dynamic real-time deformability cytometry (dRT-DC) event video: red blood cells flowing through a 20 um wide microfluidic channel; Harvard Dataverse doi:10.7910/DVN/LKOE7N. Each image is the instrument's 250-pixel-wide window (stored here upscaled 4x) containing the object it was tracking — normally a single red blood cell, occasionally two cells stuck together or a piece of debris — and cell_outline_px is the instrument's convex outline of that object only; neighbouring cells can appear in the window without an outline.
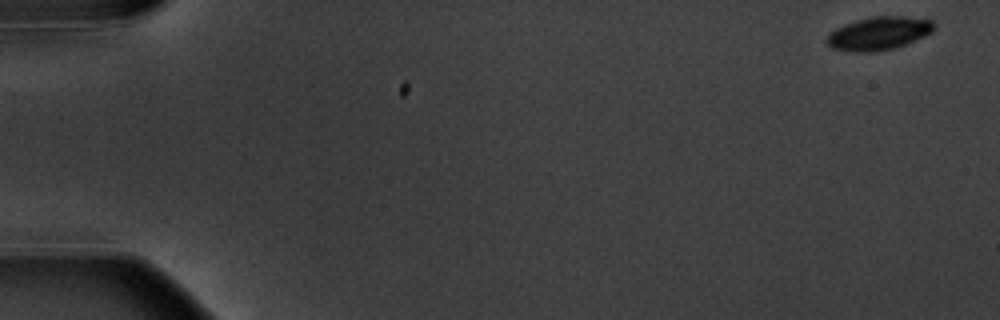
{"species": "common noctule bat (a hibernating species)", "species_latin": "Nyctalus noctula", "temperature_condition": "warm", "stored_images_in_passage": 8, "camera_frame_rate_fps": 3000, "um_per_image_px": 0.085, "animal": {"sex": "male", "body_mass_g": 20.1, "forearm_length_mm": 53.5}, "frame": {"image": 1, "passage_image": 1, "time_ms": 0.0, "image_size_px": [1000, 320], "cell_outline_px": [[936, 28], [932, 32], [924, 36], [904, 44], [892, 48], [872, 52], [852, 52], [832, 48], [824, 40], [828, 32], [844, 24], [856, 20], [872, 16], [904, 16], [932, 20], [936, 24]], "centroid_in_image_um": [74.67, 2.82], "position_along_channel_um": 10.3, "area_um2": 20.87}}
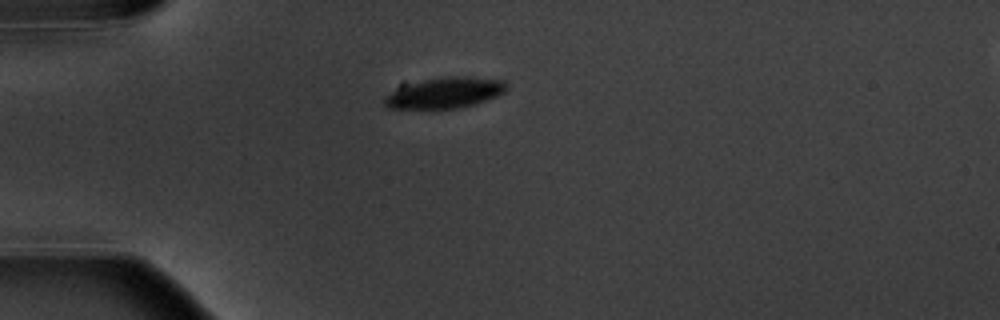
{"frame": {"image": 2, "passage_image": 5, "time_ms": 4.667, "image_size_px": [1000, 320], "cell_outline_px": [[508, 88], [504, 92], [496, 96], [460, 108], [388, 108], [384, 104], [384, 96], [396, 84], [444, 76], [464, 76], [504, 80]], "centroid_in_image_um": [37.7, 7.86], "position_along_channel_um": 47.3, "area_um2": 22.31}}
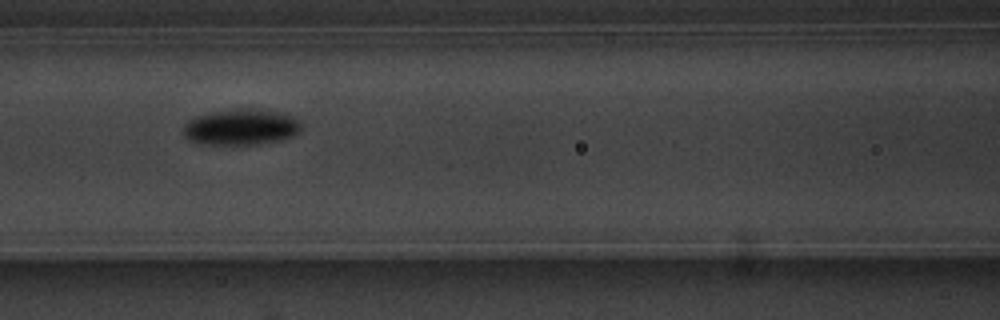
{"frame": {"image": 3, "passage_image": 8, "time_ms": 8.0, "image_size_px": [1000, 320], "cell_outline_px": [[300, 132], [284, 140], [256, 144], [196, 144], [188, 140], [184, 136], [184, 124], [188, 120], [196, 116], [212, 112], [240, 108], [256, 108], [280, 112], [292, 116], [300, 120]], "centroid_in_image_um": [20.49, 10.8], "position_along_channel_um": 146.1, "area_um2": 25.03}}